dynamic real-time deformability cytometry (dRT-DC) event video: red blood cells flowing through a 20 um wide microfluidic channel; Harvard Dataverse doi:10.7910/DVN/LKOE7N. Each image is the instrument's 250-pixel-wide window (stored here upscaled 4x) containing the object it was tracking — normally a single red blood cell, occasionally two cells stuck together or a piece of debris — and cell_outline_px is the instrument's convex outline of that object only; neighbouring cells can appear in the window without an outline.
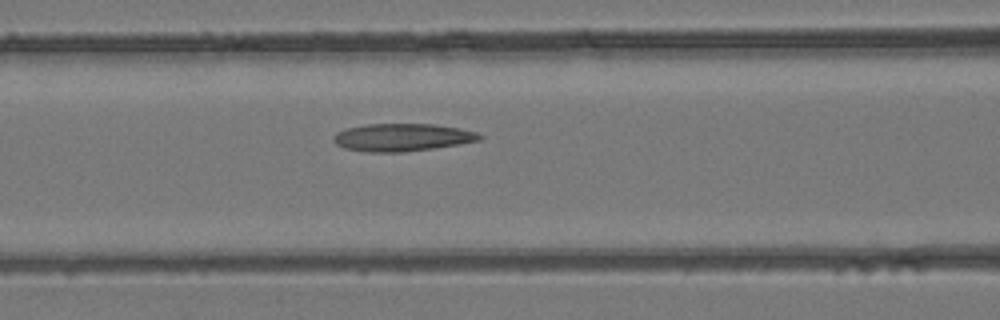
{"species": "common noctule bat (a hibernating species)", "species_latin": "Nyctalus noctula", "temperature_condition": "room temperature", "stored_images_in_passage": 6, "camera_frame_rate_fps": 3000, "um_per_image_px": 0.085, "animal": {"sex": "female", "body_mass_g": 24.6, "forearm_length_mm": 56.2}, "frame": {"image": 1, "passage_image": 6, "time_ms": 1.667, "image_size_px": [1000, 320], "cell_outline_px": [[484, 136], [480, 140], [460, 144], [404, 152], [368, 152], [344, 148], [336, 144], [332, 140], [332, 136], [336, 132], [348, 128], [364, 124], [436, 124], [460, 128], [476, 132]], "centroid_in_image_um": [34.18, 11.67], "position_along_channel_um": 132.4, "area_um2": 23.64}}